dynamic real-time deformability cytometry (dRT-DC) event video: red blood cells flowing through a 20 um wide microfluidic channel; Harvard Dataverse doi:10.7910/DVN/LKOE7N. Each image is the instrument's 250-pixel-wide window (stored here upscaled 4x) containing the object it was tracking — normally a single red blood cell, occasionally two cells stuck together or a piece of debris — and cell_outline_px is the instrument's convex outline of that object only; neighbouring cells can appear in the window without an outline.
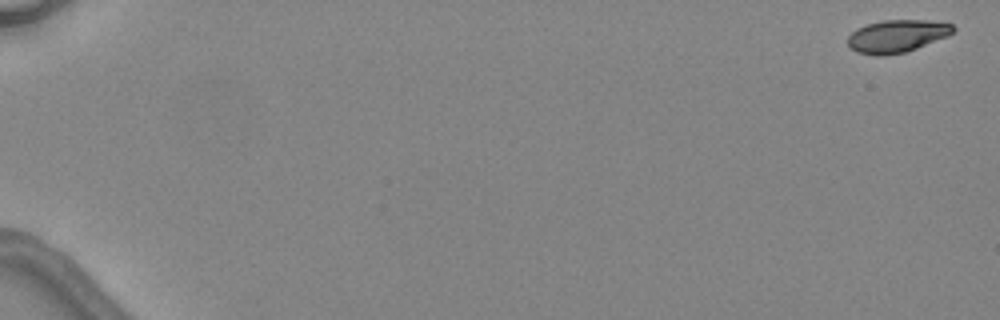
{"species": "common noctule bat (a hibernating species)", "species_latin": "Nyctalus noctula", "temperature_condition": "warm", "stored_images_in_passage": 7, "camera_frame_rate_fps": 3000, "um_per_image_px": 0.085, "animal": {"sex": "female", "body_mass_g": 24.6, "forearm_length_mm": 56.2}, "frame": {"image": 1, "passage_image": 1, "time_ms": 0.0, "image_size_px": [1000, 320], "cell_outline_px": [[956, 28], [948, 36], [916, 48], [904, 52], [884, 56], [876, 56], [856, 52], [848, 44], [848, 36], [856, 28], [868, 24], [884, 20], [928, 20], [952, 24]], "centroid_in_image_um": [76.23, 3.07], "position_along_channel_um": 8.8, "area_um2": 19.94}}
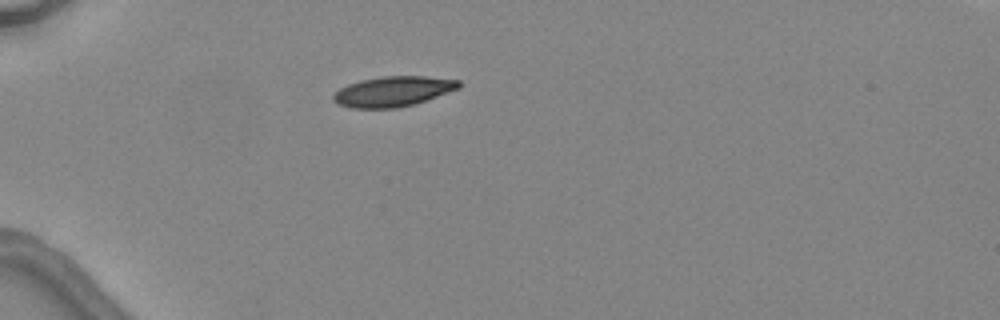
{"frame": {"image": 2, "passage_image": 5, "time_ms": 5.0, "image_size_px": [1000, 320], "cell_outline_px": [[460, 88], [412, 104], [396, 108], [352, 108], [336, 104], [332, 100], [332, 96], [340, 88], [348, 84], [360, 80], [380, 76], [424, 76], [460, 80]], "centroid_in_image_um": [33.36, 7.76], "position_along_channel_um": 51.6, "area_um2": 21.96}}